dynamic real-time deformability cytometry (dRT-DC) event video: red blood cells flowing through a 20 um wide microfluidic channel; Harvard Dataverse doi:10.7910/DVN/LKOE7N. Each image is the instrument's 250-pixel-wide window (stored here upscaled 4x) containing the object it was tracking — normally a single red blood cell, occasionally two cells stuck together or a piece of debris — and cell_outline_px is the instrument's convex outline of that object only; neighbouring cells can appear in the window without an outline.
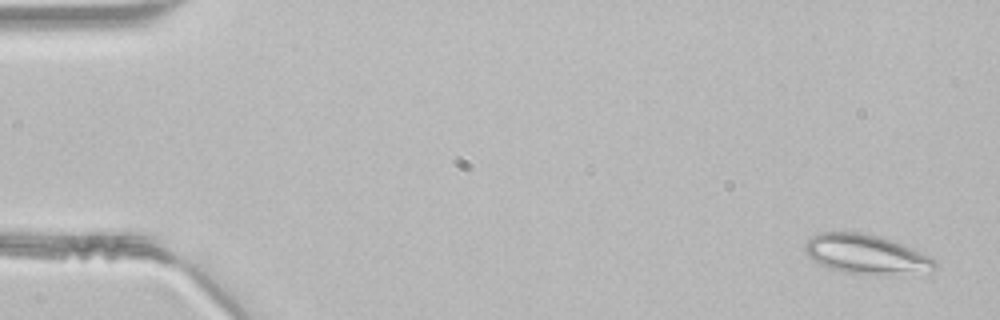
{"species": "common noctule bat (a hibernating species)", "species_latin": "Nyctalus noctula", "temperature_condition": "room temperature", "stored_images_in_passage": 10, "camera_frame_rate_fps": 3000, "um_per_image_px": 0.085, "animal": {"sex": "male", "body_mass_g": 21.5, "forearm_length_mm": 52.0}, "frame": {"image": 1, "passage_image": 2, "time_ms": 0.333, "image_size_px": [1000, 320], "cell_outline_px": [[936, 268], [932, 272], [892, 276], [872, 276], [844, 272], [828, 268], [812, 260], [804, 252], [804, 244], [808, 236], [816, 232], [860, 232], [880, 236], [904, 244], [936, 260]], "centroid_in_image_um": [73.62, 21.64], "position_along_channel_um": 11.4, "area_um2": 30.92}}